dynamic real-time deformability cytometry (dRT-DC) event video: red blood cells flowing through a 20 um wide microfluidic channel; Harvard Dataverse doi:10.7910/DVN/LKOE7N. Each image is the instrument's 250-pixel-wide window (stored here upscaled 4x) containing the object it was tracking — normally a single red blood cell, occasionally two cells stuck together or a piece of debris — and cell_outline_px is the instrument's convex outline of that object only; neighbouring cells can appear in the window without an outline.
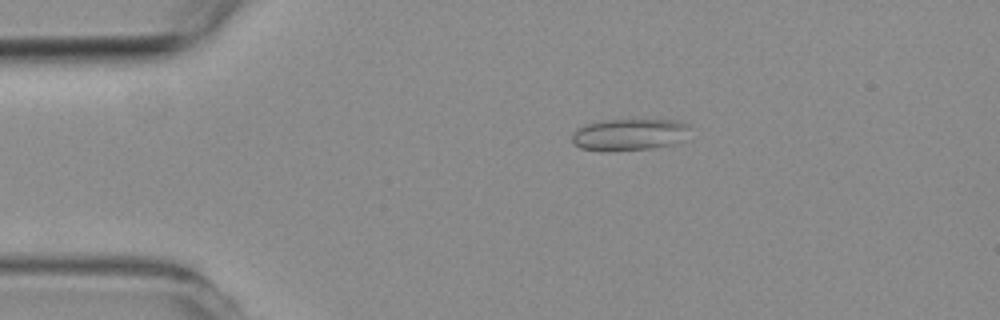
{"species": "common noctule bat (a hibernating species)", "species_latin": "Nyctalus noctula", "temperature_condition": "room temperature", "stored_images_in_passage": 3, "camera_frame_rate_fps": 3000, "um_per_image_px": 0.085, "animal": {"sex": "female", "body_mass_g": 19.3, "forearm_length_mm": 54.1}, "frame": {"image": 1, "passage_image": 2, "time_ms": 1.0, "image_size_px": [1000, 320], "cell_outline_px": [[692, 124], [672, 144], [652, 148], [612, 152], [608, 152], [580, 148], [572, 140], [572, 136], [576, 128], [584, 124], [604, 120], [676, 120]], "centroid_in_image_um": [53.39, 11.44], "position_along_channel_um": 31.6, "area_um2": 21.62}}
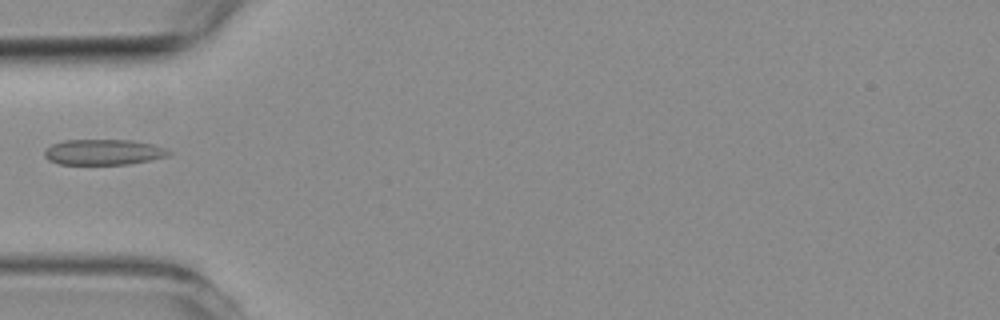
{"frame": {"image": 2, "passage_image": 3, "time_ms": 3.333, "image_size_px": [1000, 320], "cell_outline_px": [[172, 152], [168, 156], [128, 164], [60, 164], [48, 160], [44, 156], [44, 152], [52, 144], [64, 140], [132, 140], [152, 144], [164, 148]], "centroid_in_image_um": [8.78, 12.92], "position_along_channel_um": 76.2, "area_um2": 18.38}}